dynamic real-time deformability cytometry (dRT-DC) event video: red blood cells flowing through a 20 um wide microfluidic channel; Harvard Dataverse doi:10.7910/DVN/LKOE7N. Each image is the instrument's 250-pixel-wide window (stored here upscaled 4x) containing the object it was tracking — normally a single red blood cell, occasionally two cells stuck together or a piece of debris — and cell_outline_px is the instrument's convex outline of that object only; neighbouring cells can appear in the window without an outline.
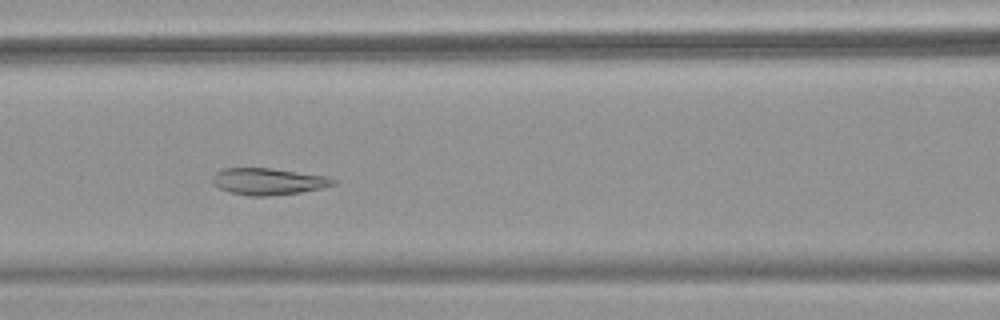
{"species": "common noctule bat (a hibernating species)", "species_latin": "Nyctalus noctula", "temperature_condition": "warm", "stored_images_in_passage": 52, "camera_frame_rate_fps": 3000, "um_per_image_px": 0.085, "animal": {"sex": "female", "body_mass_g": 18.4}, "frame": {"image": 1, "passage_image": 22, "time_ms": 7.0, "image_size_px": [1000, 320], "cell_outline_px": [[336, 184], [320, 188], [300, 192], [268, 196], [248, 196], [228, 192], [220, 188], [212, 180], [212, 176], [216, 172], [224, 168], [272, 168], [328, 176], [336, 180]], "centroid_in_image_um": [22.81, 15.42], "position_along_channel_um": 143.8, "area_um2": 18.79}}
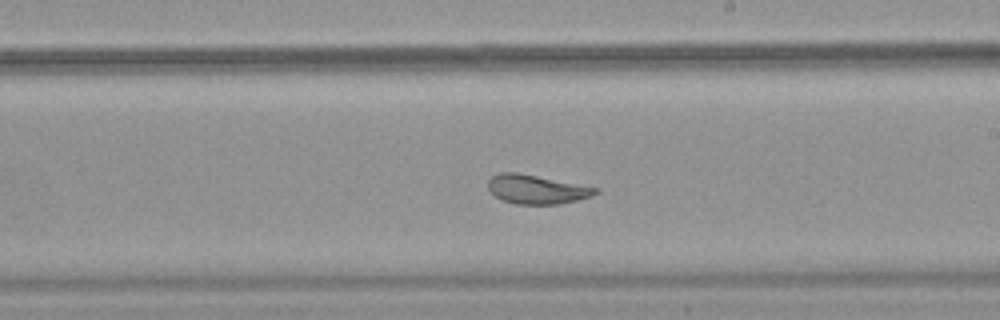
{"frame": {"image": 2, "passage_image": 30, "time_ms": 9.667, "image_size_px": [1000, 320], "cell_outline_px": [[600, 192], [592, 196], [560, 204], [516, 204], [504, 200], [496, 196], [488, 188], [488, 180], [492, 176], [500, 172], [516, 172], [600, 188]], "centroid_in_image_um": [45.64, 16.09], "position_along_channel_um": 243.4, "area_um2": 18.03}}
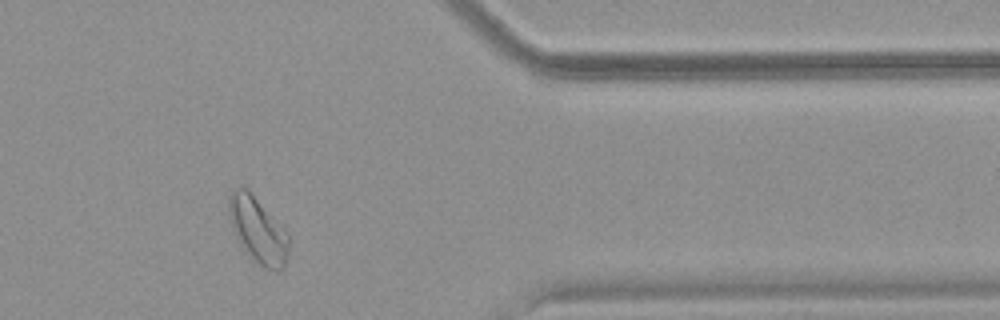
{"frame": {"image": 3, "passage_image": 43, "time_ms": 14.0, "image_size_px": [1000, 320], "cell_outline_px": [[288, 256], [284, 268], [276, 272], [264, 268], [240, 244], [236, 236], [228, 212], [228, 196], [232, 188], [244, 188], [288, 232]], "centroid_in_image_um": [21.93, 19.59], "position_along_channel_um": 389.5, "area_um2": 22.25}, "authors_computed_cell_mechanics": {"area_um2": 22.5131, "velocity_mm_per_s": 3.7485, "shape_relaxation_time_tau1_ms": 9.5681, "shape_relaxation_time_tau2_ms": null, "deformation_change_tau1": 0.1656, "deformation_change_tau2": null}}